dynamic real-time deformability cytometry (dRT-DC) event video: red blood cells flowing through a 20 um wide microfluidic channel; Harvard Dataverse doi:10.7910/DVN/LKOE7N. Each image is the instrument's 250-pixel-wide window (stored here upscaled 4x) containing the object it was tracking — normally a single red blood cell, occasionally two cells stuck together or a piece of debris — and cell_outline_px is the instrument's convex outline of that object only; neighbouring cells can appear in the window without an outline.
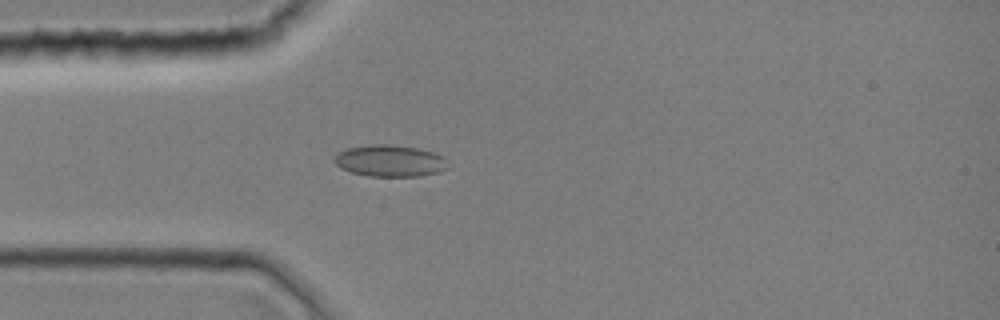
{"species": "common noctule bat (a hibernating species)", "species_latin": "Nyctalus noctula", "temperature_condition": "room temperature", "stored_images_in_passage": 1, "camera_frame_rate_fps": 3000, "um_per_image_px": 0.085, "animal": {"sex": "female", "body_mass_g": 19.0, "forearm_length_mm": 51.5}, "frame": {"image": 1, "passage_image": 1, "time_ms": 0.0, "image_size_px": [1000, 320], "cell_outline_px": [[452, 168], [440, 172], [420, 176], [368, 176], [352, 172], [340, 168], [332, 160], [340, 152], [348, 148], [368, 144], [392, 144], [420, 148], [444, 156], [448, 160]], "centroid_in_image_um": [33.23, 13.67], "position_along_channel_um": 51.8, "area_um2": 21.39}}